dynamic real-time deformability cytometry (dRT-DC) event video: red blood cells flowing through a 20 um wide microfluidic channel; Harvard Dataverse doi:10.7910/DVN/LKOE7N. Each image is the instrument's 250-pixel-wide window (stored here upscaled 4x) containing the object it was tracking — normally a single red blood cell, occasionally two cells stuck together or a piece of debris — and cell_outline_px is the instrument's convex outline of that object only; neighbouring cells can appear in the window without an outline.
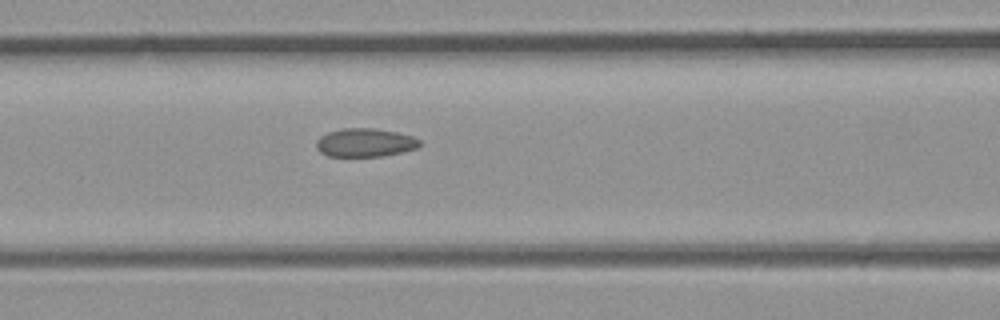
{"species": "common noctule bat (a hibernating species)", "species_latin": "Nyctalus noctula", "temperature_condition": "room temperature", "stored_images_in_passage": 26, "camera_frame_rate_fps": 3000, "um_per_image_px": 0.085, "animal": {"sex": "male", "body_mass_g": 23.1, "forearm_length_mm": 52.7}, "frame": {"image": 1, "passage_image": 12, "time_ms": 3.667, "image_size_px": [1000, 320], "cell_outline_px": [[420, 144], [416, 148], [404, 152], [384, 156], [328, 156], [320, 152], [316, 148], [316, 140], [320, 136], [328, 132], [344, 128], [372, 128], [396, 132], [412, 136], [420, 140]], "centroid_in_image_um": [31.01, 12.13], "position_along_channel_um": 135.6, "area_um2": 17.17}}
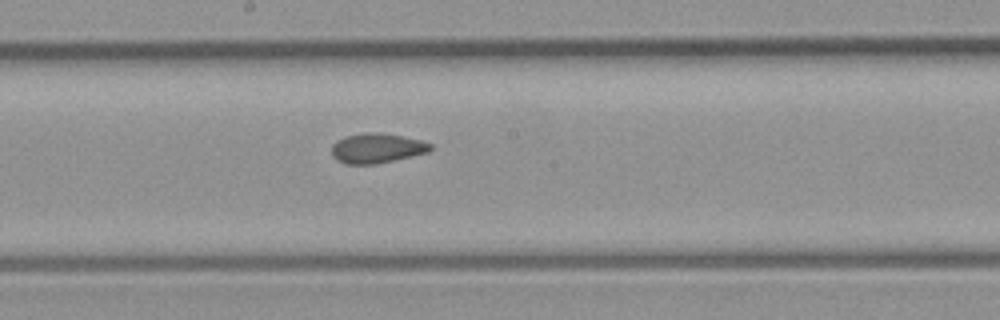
{"frame": {"image": 2, "passage_image": 16, "time_ms": 5.0, "image_size_px": [1000, 320], "cell_outline_px": [[432, 148], [428, 152], [412, 156], [376, 164], [344, 164], [336, 160], [332, 156], [332, 144], [336, 140], [344, 136], [368, 132], [380, 132], [420, 140], [432, 144]], "centroid_in_image_um": [31.99, 12.6], "position_along_channel_um": 216.2, "area_um2": 17.22}}
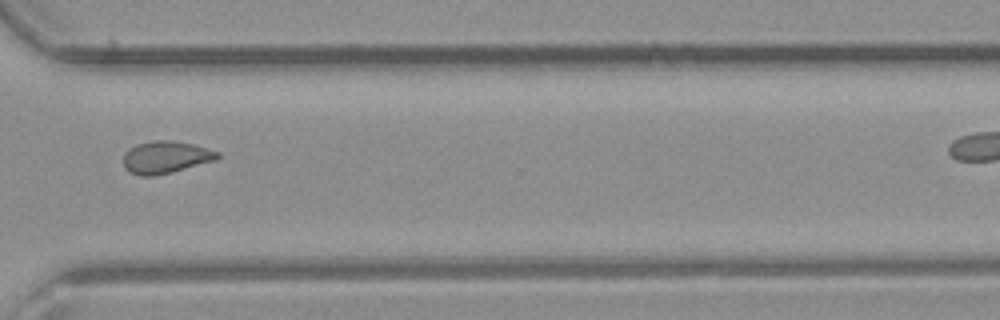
{"frame": {"image": 3, "passage_image": 23, "time_ms": 7.333, "image_size_px": [1000, 320], "cell_outline_px": [[220, 156], [216, 160], [172, 172], [156, 176], [140, 176], [128, 172], [124, 168], [124, 152], [136, 144], [156, 140], [168, 140], [192, 144], [220, 152]], "centroid_in_image_um": [14.06, 13.38], "position_along_channel_um": 356.5, "area_um2": 17.74}}